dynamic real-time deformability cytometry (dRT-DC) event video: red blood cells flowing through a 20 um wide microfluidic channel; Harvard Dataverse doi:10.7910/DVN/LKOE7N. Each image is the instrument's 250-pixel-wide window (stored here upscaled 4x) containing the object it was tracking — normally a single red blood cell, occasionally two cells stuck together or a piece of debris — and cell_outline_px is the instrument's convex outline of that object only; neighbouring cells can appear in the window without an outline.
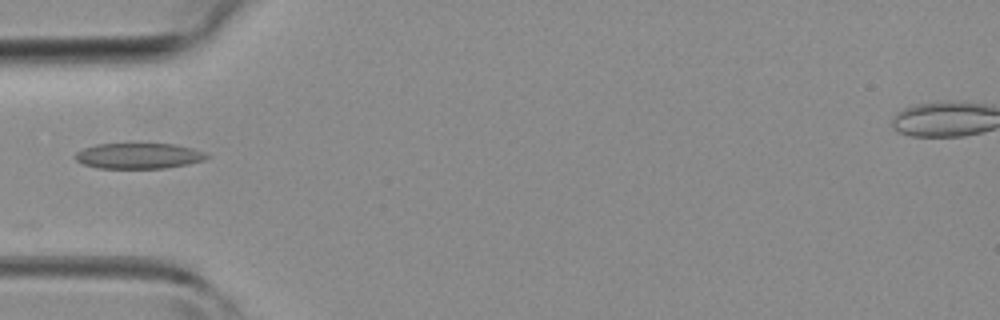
{"species": "common noctule bat (a hibernating species)", "species_latin": "Nyctalus noctula", "temperature_condition": "room temperature", "stored_images_in_passage": 1, "camera_frame_rate_fps": 3000, "um_per_image_px": 0.085, "animal": {"sex": "female", "body_mass_g": 19.3, "forearm_length_mm": 54.1}, "frame": {"image": 1, "passage_image": 1, "time_ms": 0.0, "image_size_px": [1000, 320], "cell_outline_px": [[212, 156], [204, 160], [188, 164], [164, 168], [96, 168], [84, 164], [76, 160], [76, 152], [84, 148], [96, 144], [172, 144], [192, 148], [204, 152]], "centroid_in_image_um": [11.81, 13.25], "position_along_channel_um": 73.2, "area_um2": 19.54}}